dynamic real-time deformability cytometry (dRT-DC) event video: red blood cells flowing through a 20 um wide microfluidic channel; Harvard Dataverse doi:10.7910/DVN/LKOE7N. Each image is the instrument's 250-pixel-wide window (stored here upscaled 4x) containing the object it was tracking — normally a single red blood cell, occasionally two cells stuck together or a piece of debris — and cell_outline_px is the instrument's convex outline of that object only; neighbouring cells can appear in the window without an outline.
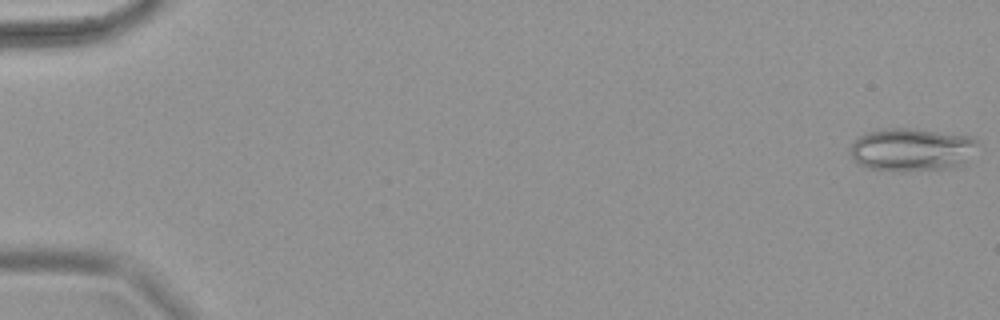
{"species": "common noctule bat (a hibernating species)", "species_latin": "Nyctalus noctula", "temperature_condition": "warm", "stored_images_in_passage": 20, "camera_frame_rate_fps": 3000, "um_per_image_px": 0.085, "animal": {"sex": "female", "body_mass_g": 18.4}, "frame": {"image": 1, "passage_image": 1, "time_ms": 0.0, "image_size_px": [1000, 320], "cell_outline_px": [[976, 144], [960, 168], [868, 168], [856, 164], [848, 148], [860, 136], [868, 132], [892, 128], [912, 128], [968, 136], [976, 140]], "centroid_in_image_um": [77.45, 12.68], "position_along_channel_um": 7.5, "area_um2": 30.63}}